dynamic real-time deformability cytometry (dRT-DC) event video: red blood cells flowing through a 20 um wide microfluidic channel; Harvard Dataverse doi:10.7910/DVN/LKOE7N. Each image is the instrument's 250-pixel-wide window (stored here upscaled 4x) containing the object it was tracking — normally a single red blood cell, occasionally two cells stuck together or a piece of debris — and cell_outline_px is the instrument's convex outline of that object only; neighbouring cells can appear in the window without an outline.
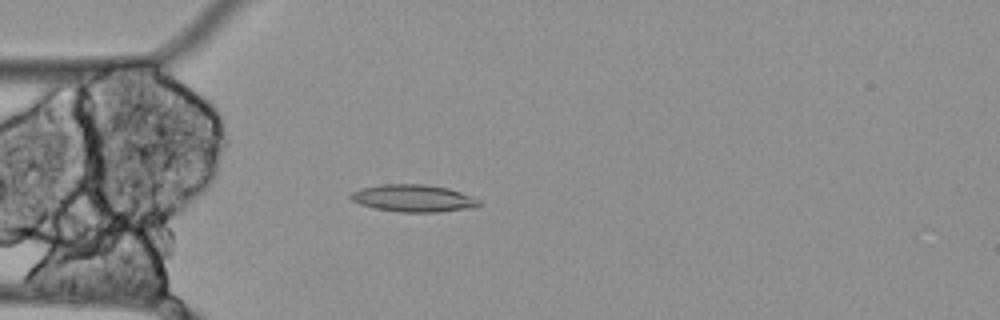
{"species": "Egyptian fruit bat (a non-hibernating species)", "species_latin": "Rousettus aegyptiacus", "temperature_condition": "cold", "stored_images_in_passage": 5, "camera_frame_rate_fps": 3000, "um_per_image_px": 0.085, "animal": {"sex": "female"}, "frame": {"image": 1, "passage_image": 5, "time_ms": 1.333, "image_size_px": [1000, 320], "cell_outline_px": [[480, 204], [472, 208], [440, 212], [400, 212], [376, 208], [360, 204], [352, 200], [348, 196], [352, 192], [360, 188], [380, 184], [428, 184], [448, 188], [476, 196], [480, 200]], "centroid_in_image_um": [35.17, 16.84], "position_along_channel_um": 49.8, "area_um2": 20.63}}